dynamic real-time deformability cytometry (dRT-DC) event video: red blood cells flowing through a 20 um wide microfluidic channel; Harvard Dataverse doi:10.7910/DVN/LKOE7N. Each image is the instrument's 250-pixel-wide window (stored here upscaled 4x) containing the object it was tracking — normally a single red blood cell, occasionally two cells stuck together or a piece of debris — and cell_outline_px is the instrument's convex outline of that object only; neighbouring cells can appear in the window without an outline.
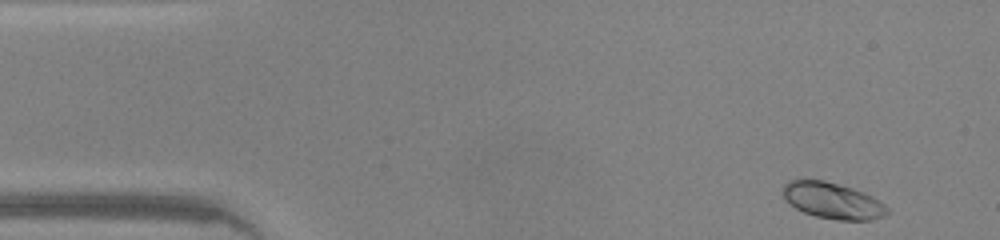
{"species": "common noctule bat (a hibernating species)", "species_latin": "Nyctalus noctula", "temperature_condition": "warm", "stored_images_in_passage": 45, "camera_frame_rate_fps": 3000, "um_per_image_px": 0.085, "animal": {"sex": "male", "body_mass_g": 20.0, "forearm_length_mm": 53.3}, "frame": {"image": 1, "passage_image": 2, "time_ms": 0.333, "image_size_px": [1000, 240], "cell_outline_px": [[892, 212], [884, 216], [872, 220], [836, 220], [816, 216], [804, 212], [796, 208], [784, 196], [784, 184], [788, 180], [824, 180], [852, 188], [864, 192], [872, 196], [884, 204]], "centroid_in_image_um": [70.84, 17.06], "position_along_channel_um": 14.2, "area_um2": 21.85}}
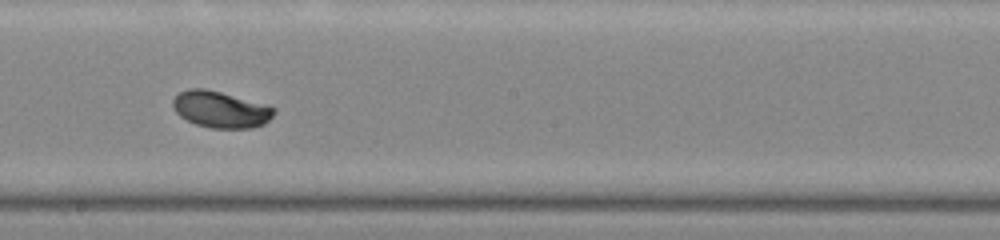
{"frame": {"image": 2, "passage_image": 24, "time_ms": 7.667, "image_size_px": [1000, 240], "cell_outline_px": [[276, 112], [264, 124], [252, 128], [208, 128], [196, 124], [180, 116], [176, 112], [172, 104], [172, 100], [180, 92], [188, 88], [204, 88], [220, 92], [276, 108]], "centroid_in_image_um": [18.73, 9.31], "position_along_channel_um": 229.5, "area_um2": 21.27}}
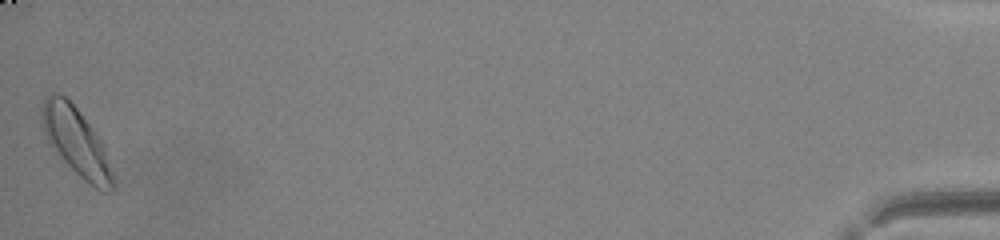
{"frame": {"image": 3, "passage_image": 45, "time_ms": 14.667, "image_size_px": [1000, 240], "cell_outline_px": [[112, 192], [104, 192], [88, 184], [52, 152], [48, 144], [40, 120], [40, 112], [44, 100], [52, 92], [56, 92], [64, 96], [76, 108], [96, 132], [104, 144], [112, 172]], "centroid_in_image_um": [6.44, 12.06], "position_along_channel_um": 428.8, "area_um2": 28.44}, "authors_computed_cell_mechanics": {"area_um2": 21.3282, "velocity_mm_per_s": 4.2859, "shape_relaxation_time_tau1_ms": 2.2942, "shape_relaxation_time_tau2_ms": null, "deformation_change_tau1": 0.1457, "deformation_change_tau2": null}}